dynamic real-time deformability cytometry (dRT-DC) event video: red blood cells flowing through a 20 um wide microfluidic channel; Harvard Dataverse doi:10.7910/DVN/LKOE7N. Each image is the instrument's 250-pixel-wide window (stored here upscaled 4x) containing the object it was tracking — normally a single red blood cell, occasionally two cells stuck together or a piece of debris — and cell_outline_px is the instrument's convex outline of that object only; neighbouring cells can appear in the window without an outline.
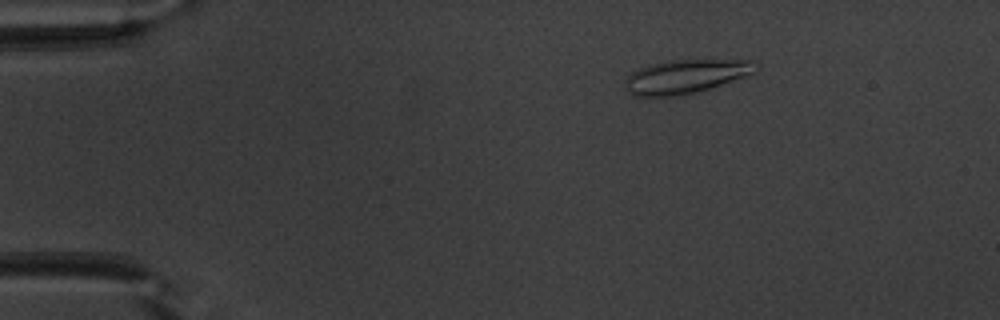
{"species": "common noctule bat (a hibernating species)", "species_latin": "Nyctalus noctula", "temperature_condition": "warm", "stored_images_in_passage": 52, "camera_frame_rate_fps": 3000, "um_per_image_px": 0.085, "animal": {"sex": "male", "body_mass_g": 20.1, "forearm_length_mm": 53.5}, "frame": {"image": 1, "passage_image": 9, "time_ms": 2.667, "image_size_px": [1000, 320], "cell_outline_px": [[760, 64], [756, 72], [748, 76], [700, 92], [680, 96], [636, 96], [628, 92], [624, 88], [624, 80], [632, 72], [640, 68], [668, 60], [756, 60]], "centroid_in_image_um": [58.35, 6.51], "position_along_channel_um": 26.6, "area_um2": 26.18}}
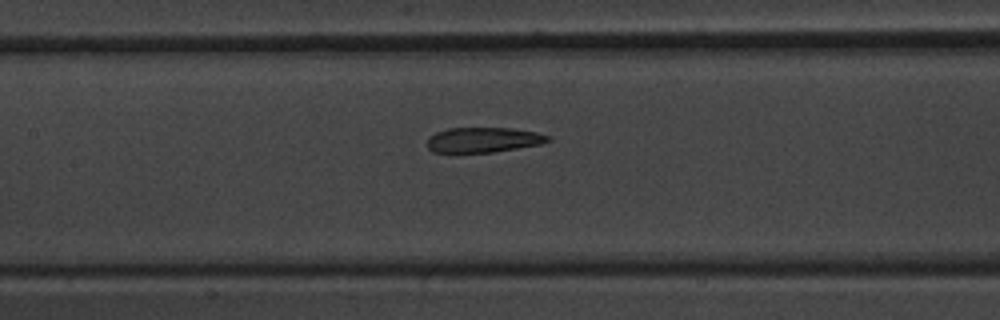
{"frame": {"image": 2, "passage_image": 25, "time_ms": 8.0, "image_size_px": [1000, 320], "cell_outline_px": [[552, 140], [540, 144], [492, 152], [432, 152], [428, 148], [428, 136], [436, 132], [448, 128], [512, 128], [536, 132], [548, 136]], "centroid_in_image_um": [41.06, 11.88], "position_along_channel_um": 166.3, "area_um2": 17.51}}
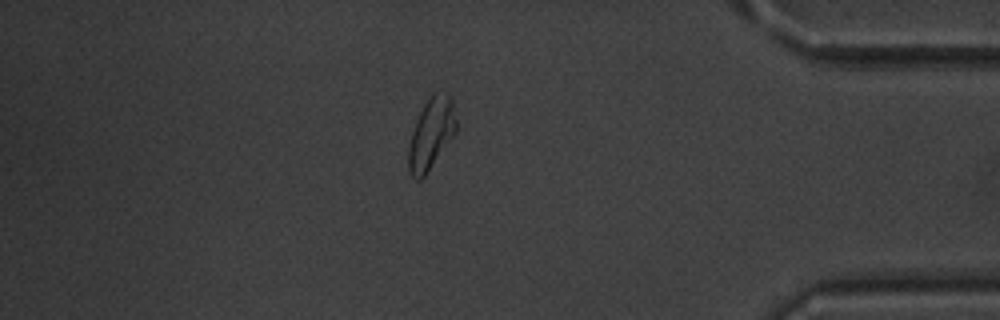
{"frame": {"image": 3, "passage_image": 45, "time_ms": 14.667, "image_size_px": [1000, 320], "cell_outline_px": [[456, 132], [424, 176], [420, 180], [416, 180], [412, 176], [408, 168], [408, 148], [412, 132], [416, 120], [428, 96], [432, 92], [436, 92], [452, 96], [456, 120]], "centroid_in_image_um": [36.64, 11.34], "position_along_channel_um": 398.6, "area_um2": 19.65}, "authors_computed_cell_mechanics": {"area_um2": 20.1433, "velocity_mm_per_s": 3.9535, "shape_relaxation_time_tau1_ms": 4.6101, "shape_relaxation_time_tau2_ms": 2.3904, "deformation_change_tau1": 0.1453, "deformation_change_tau2": 0.0841}}